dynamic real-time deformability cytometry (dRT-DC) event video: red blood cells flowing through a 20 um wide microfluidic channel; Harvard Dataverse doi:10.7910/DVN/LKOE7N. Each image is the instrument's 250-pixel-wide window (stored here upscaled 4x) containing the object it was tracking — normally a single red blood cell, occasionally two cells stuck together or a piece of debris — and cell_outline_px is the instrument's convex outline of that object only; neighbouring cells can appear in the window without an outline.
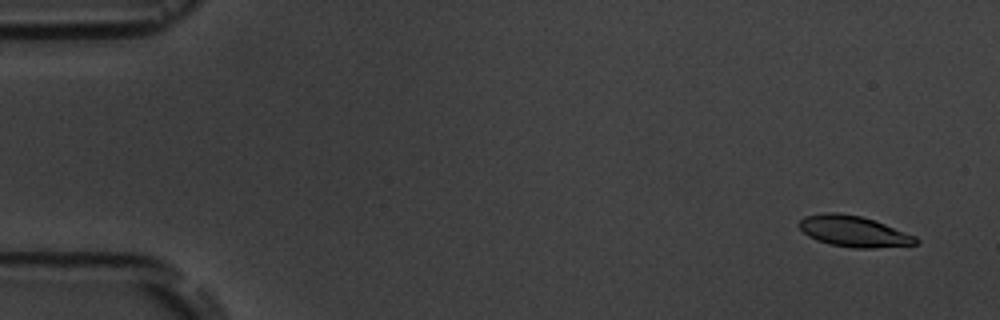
{"species": "common noctule bat (a hibernating species)", "species_latin": "Nyctalus noctula", "temperature_condition": "room temperature", "stored_images_in_passage": 5, "camera_frame_rate_fps": 3000, "um_per_image_px": 0.085, "animal": {"sex": "male", "body_mass_g": 19.5, "forearm_length_mm": 54.6}, "frame": {"image": 1, "passage_image": 1, "time_ms": 0.0, "image_size_px": [1000, 320], "cell_outline_px": [[920, 240], [916, 244], [872, 248], [852, 248], [832, 244], [816, 240], [808, 236], [796, 224], [804, 216], [828, 212], [836, 212], [860, 216], [884, 224], [916, 236]], "centroid_in_image_um": [72.53, 19.66], "position_along_channel_um": 12.5, "area_um2": 20.87}}
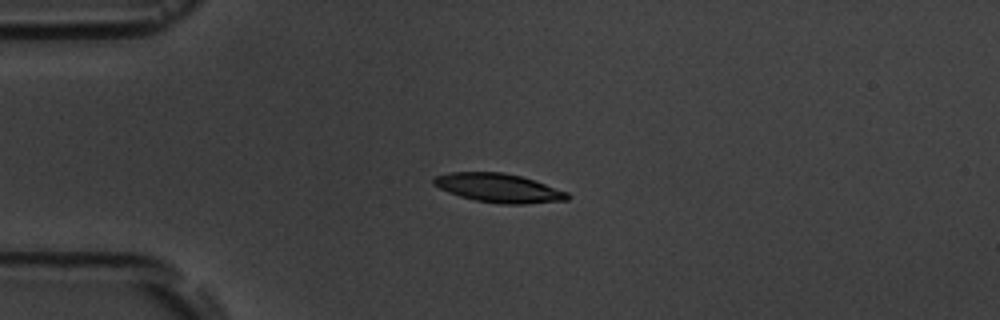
{"frame": {"image": 2, "passage_image": 4, "time_ms": 3.667, "image_size_px": [1000, 320], "cell_outline_px": [[572, 196], [568, 200], [524, 204], [500, 204], [476, 200], [460, 196], [448, 192], [432, 184], [432, 180], [436, 176], [448, 172], [504, 172], [520, 176], [568, 192]], "centroid_in_image_um": [42.38, 15.98], "position_along_channel_um": 42.6, "area_um2": 22.43}}